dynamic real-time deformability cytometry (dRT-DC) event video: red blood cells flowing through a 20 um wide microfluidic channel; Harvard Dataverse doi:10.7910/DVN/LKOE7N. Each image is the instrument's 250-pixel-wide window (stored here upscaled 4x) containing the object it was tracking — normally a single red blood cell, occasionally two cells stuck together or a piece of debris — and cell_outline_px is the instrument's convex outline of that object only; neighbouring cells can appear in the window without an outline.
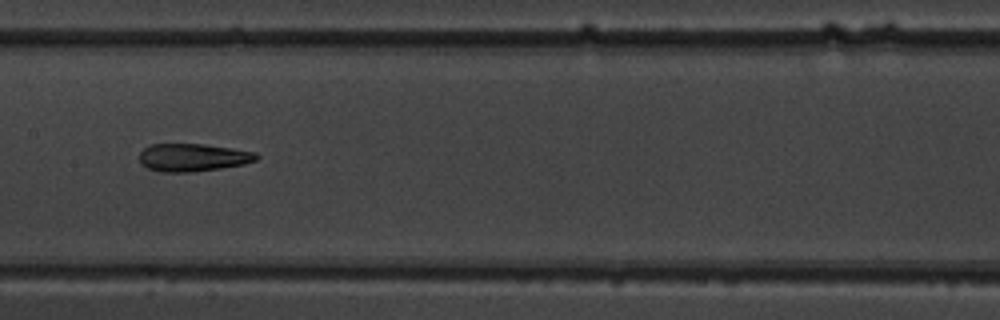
{"species": "common noctule bat (a hibernating species)", "species_latin": "Nyctalus noctula", "temperature_condition": "warm", "stored_images_in_passage": 17, "camera_frame_rate_fps": 3000, "um_per_image_px": 0.085, "animal": {"sex": "male", "body_mass_g": 19.5, "forearm_length_mm": 54.6}, "frame": {"image": 1, "passage_image": 10, "time_ms": 10.333, "image_size_px": [1000, 320], "cell_outline_px": [[260, 156], [256, 160], [244, 164], [220, 168], [192, 172], [160, 172], [148, 168], [140, 164], [140, 152], [144, 148], [152, 144], [204, 144], [232, 148], [256, 152]], "centroid_in_image_um": [16.4, 13.38], "position_along_channel_um": 191.0, "area_um2": 19.02}}
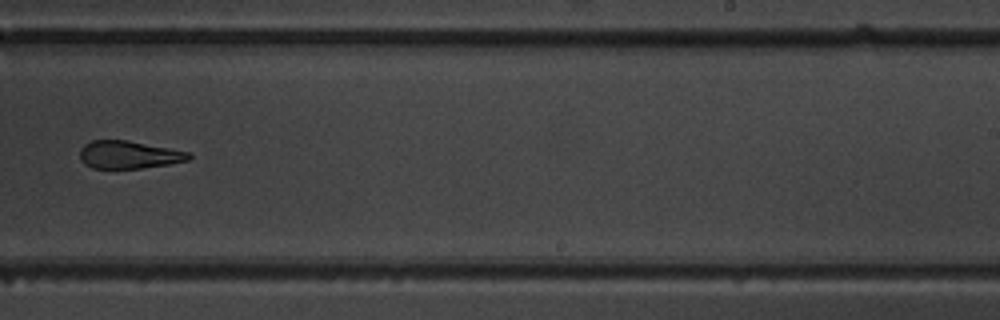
{"frame": {"image": 2, "passage_image": 12, "time_ms": 12.667, "image_size_px": [1000, 320], "cell_outline_px": [[192, 156], [188, 160], [168, 164], [140, 168], [92, 168], [84, 164], [80, 160], [80, 148], [84, 144], [92, 140], [128, 140], [192, 152]], "centroid_in_image_um": [10.95, 13.14], "position_along_channel_um": 278.1, "area_um2": 17.74}, "authors_computed_cell_mechanics": {"area_um2": 20.4612, "velocity_mm_per_s": 3.7562, "shape_relaxation_time_tau1_ms": 9.657, "shape_relaxation_time_tau2_ms": 2.2571, "deformation_change_tau1": 0.2622, "deformation_change_tau2": 0.0976}}